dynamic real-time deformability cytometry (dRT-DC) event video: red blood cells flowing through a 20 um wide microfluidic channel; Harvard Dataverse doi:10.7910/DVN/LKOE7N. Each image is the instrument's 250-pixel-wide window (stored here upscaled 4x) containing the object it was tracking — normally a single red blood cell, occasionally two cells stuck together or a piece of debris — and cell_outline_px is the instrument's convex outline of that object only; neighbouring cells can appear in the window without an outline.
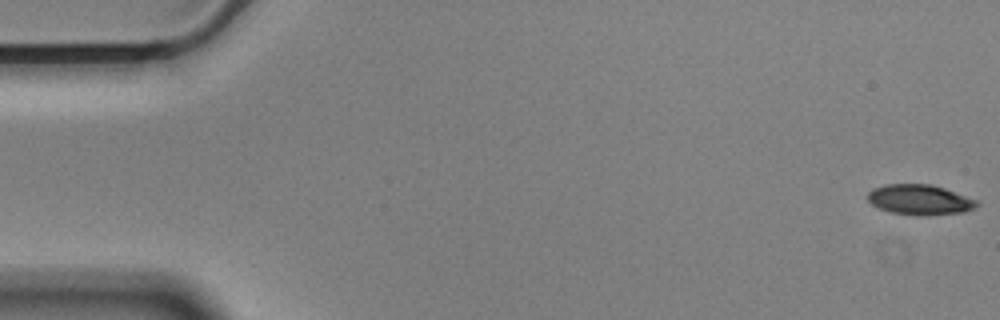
{"species": "Egyptian fruit bat (a non-hibernating species)", "species_latin": "Rousettus aegyptiacus", "temperature_condition": "cold", "stored_images_in_passage": 57, "camera_frame_rate_fps": 3000, "um_per_image_px": 0.085, "animal": {"sex": "male"}, "frame": {"image": 1, "passage_image": 1, "time_ms": 0.0, "image_size_px": [1000, 320], "cell_outline_px": [[980, 204], [976, 208], [964, 212], [892, 212], [880, 208], [872, 204], [868, 200], [868, 192], [872, 188], [884, 184], [932, 184], [944, 188], [976, 200]], "centroid_in_image_um": [78.16, 16.9], "position_along_channel_um": 6.8, "area_um2": 18.15}}
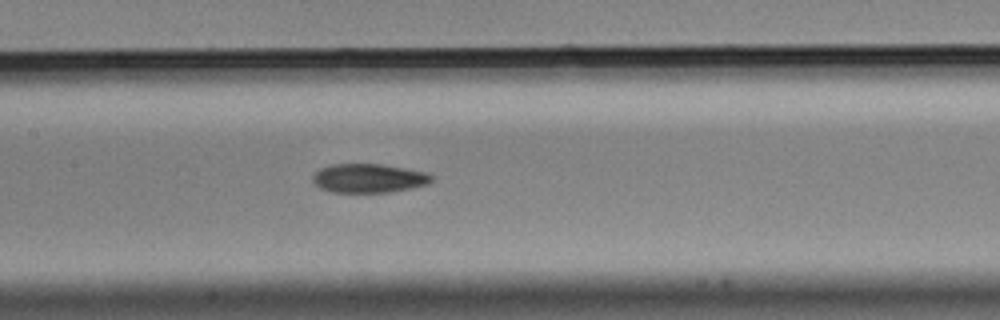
{"frame": {"image": 2, "passage_image": 27, "time_ms": 8.667, "image_size_px": [1000, 320], "cell_outline_px": [[436, 176], [428, 184], [412, 188], [388, 192], [332, 192], [320, 188], [312, 180], [312, 176], [320, 168], [332, 164], [380, 164], [428, 172]], "centroid_in_image_um": [31.37, 15.14], "position_along_channel_um": 176.0, "area_um2": 20.11}}
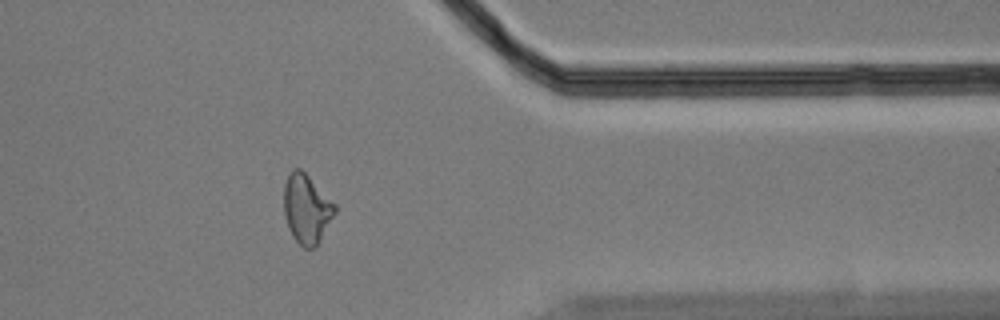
{"frame": {"image": 3, "passage_image": 46, "time_ms": 15.0, "image_size_px": [1000, 320], "cell_outline_px": [[336, 212], [316, 248], [304, 248], [292, 236], [288, 228], [284, 216], [284, 184], [288, 172], [292, 168], [300, 168], [336, 204]], "centroid_in_image_um": [26.05, 17.75], "position_along_channel_um": 385.3, "area_um2": 20.69}, "authors_computed_cell_mechanics": {"area_um2": 20.519, "velocity_mm_per_s": 3.5293, "shape_relaxation_time_tau1_ms": null, "shape_relaxation_time_tau2_ms": 4.2668, "deformation_change_tau1": null, "deformation_change_tau2": 0.1095}}